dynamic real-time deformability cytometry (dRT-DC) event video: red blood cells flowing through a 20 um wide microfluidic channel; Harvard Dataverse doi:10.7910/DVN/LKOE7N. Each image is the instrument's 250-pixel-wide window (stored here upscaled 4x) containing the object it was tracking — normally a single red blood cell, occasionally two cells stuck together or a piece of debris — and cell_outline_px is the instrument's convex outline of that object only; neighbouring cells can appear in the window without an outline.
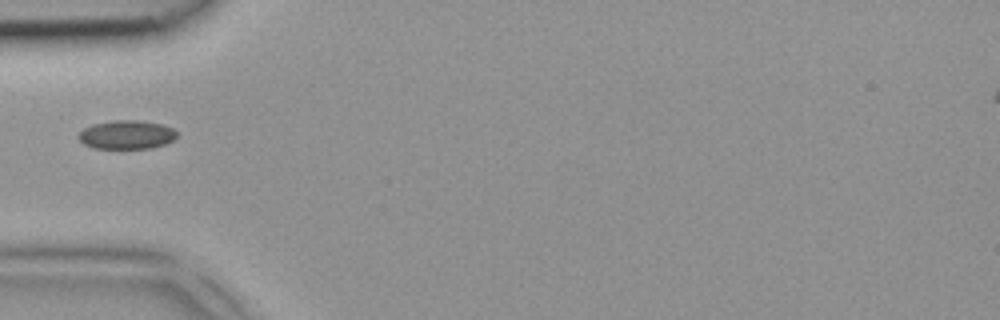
{"species": "common noctule bat (a hibernating species)", "species_latin": "Nyctalus noctula", "temperature_condition": "room temperature", "stored_images_in_passage": 3, "camera_frame_rate_fps": 3000, "um_per_image_px": 0.085, "animal": {"sex": "female", "body_mass_g": 18.4}, "frame": {"image": 1, "passage_image": 3, "time_ms": 0.667, "image_size_px": [1000, 320], "cell_outline_px": [[176, 136], [172, 140], [164, 144], [152, 148], [92, 148], [84, 144], [76, 136], [84, 128], [92, 124], [116, 120], [136, 120], [160, 124], [172, 128], [176, 132]], "centroid_in_image_um": [10.72, 11.45], "position_along_channel_um": 74.3, "area_um2": 16.3}}